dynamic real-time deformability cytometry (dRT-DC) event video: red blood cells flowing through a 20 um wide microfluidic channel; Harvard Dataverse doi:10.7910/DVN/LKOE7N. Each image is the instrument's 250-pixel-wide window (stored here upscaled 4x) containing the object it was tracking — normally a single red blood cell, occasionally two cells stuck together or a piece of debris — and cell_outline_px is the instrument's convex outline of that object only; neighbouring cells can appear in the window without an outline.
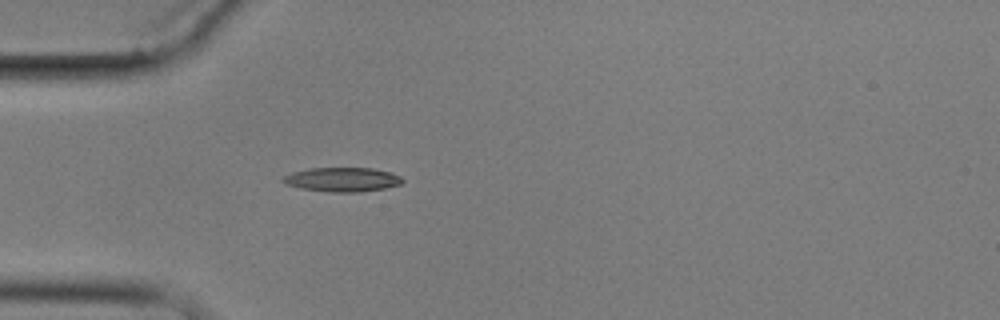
{"species": "common noctule bat (a hibernating species)", "species_latin": "Nyctalus noctula", "temperature_condition": "cold", "stored_images_in_passage": 3, "camera_frame_rate_fps": 3000, "um_per_image_px": 0.085, "animal": {"sex": "male", "body_mass_g": 17.9}, "frame": {"image": 1, "passage_image": 3, "time_ms": 3.0, "image_size_px": [1000, 320], "cell_outline_px": [[404, 180], [400, 184], [384, 188], [360, 192], [332, 192], [300, 188], [284, 184], [280, 180], [284, 176], [292, 172], [308, 168], [372, 168], [392, 172], [400, 176]], "centroid_in_image_um": [29.07, 15.25], "position_along_channel_um": 55.9, "area_um2": 16.94}}